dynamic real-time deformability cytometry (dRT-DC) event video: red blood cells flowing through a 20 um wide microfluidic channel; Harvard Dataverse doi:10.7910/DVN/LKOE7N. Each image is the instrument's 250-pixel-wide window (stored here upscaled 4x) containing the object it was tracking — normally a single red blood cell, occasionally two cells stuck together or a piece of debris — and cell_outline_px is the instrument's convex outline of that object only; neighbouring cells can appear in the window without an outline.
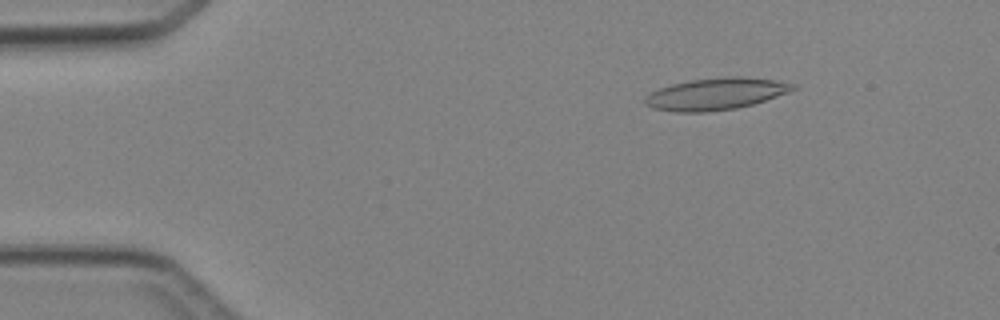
{"species": "Egyptian fruit bat (a non-hibernating species)", "species_latin": "Rousettus aegyptiacus", "temperature_condition": "cold", "stored_images_in_passage": 4, "camera_frame_rate_fps": 3000, "um_per_image_px": 0.085, "animal": {"sex": "female"}, "frame": {"image": 1, "passage_image": 4, "time_ms": 3.333, "image_size_px": [1000, 320], "cell_outline_px": [[796, 88], [788, 92], [752, 104], [736, 108], [704, 112], [676, 112], [652, 108], [644, 104], [644, 100], [652, 92], [660, 88], [672, 84], [692, 80], [724, 76], [740, 76], [776, 80], [796, 84]], "centroid_in_image_um": [60.85, 7.97], "position_along_channel_um": 24.2, "area_um2": 27.22}}